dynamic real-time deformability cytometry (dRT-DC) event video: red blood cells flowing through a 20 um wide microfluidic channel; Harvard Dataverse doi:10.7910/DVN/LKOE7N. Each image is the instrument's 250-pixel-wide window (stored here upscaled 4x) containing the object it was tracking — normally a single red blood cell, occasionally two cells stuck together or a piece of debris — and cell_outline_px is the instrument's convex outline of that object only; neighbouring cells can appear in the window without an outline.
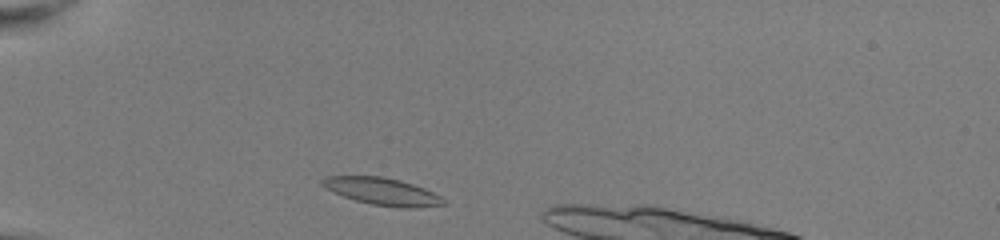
{"species": "common noctule bat (a hibernating species)", "species_latin": "Nyctalus noctula", "temperature_condition": "room temperature", "stored_images_in_passage": 33, "camera_frame_rate_fps": 3000, "um_per_image_px": 0.085, "animal": {"sex": "female", "body_mass_g": 22.0, "forearm_length_mm": 56.7}, "frame": {"image": 1, "passage_image": 2, "time_ms": 0.333, "image_size_px": [1000, 240], "cell_outline_px": [[448, 204], [416, 208], [404, 208], [372, 204], [356, 200], [332, 192], [320, 184], [320, 180], [324, 176], [380, 176], [400, 180], [424, 188], [440, 196]], "centroid_in_image_um": [32.48, 16.27], "position_along_channel_um": 52.5, "area_um2": 19.19}}
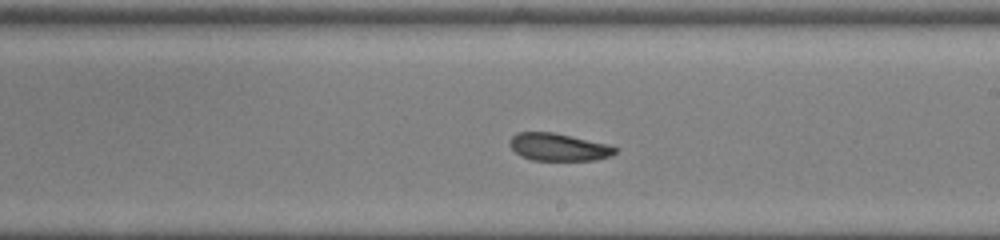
{"frame": {"image": 2, "passage_image": 18, "time_ms": 5.667, "image_size_px": [1000, 240], "cell_outline_px": [[616, 152], [608, 156], [596, 160], [532, 160], [520, 156], [508, 144], [508, 140], [516, 132], [552, 132], [604, 144], [616, 148]], "centroid_in_image_um": [47.37, 12.5], "position_along_channel_um": 241.6, "area_um2": 16.59}}
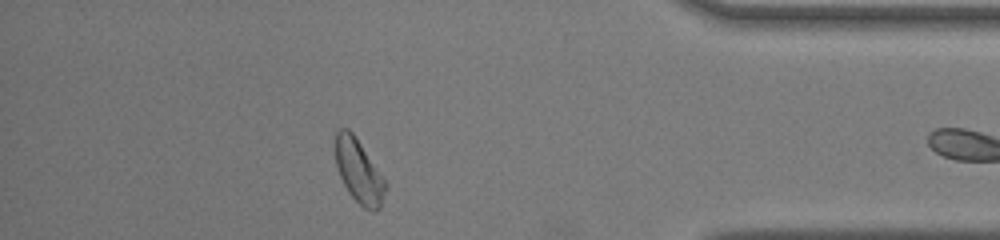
{"frame": {"image": 3, "passage_image": 32, "time_ms": 10.333, "image_size_px": [1000, 240], "cell_outline_px": [[388, 188], [380, 208], [376, 212], [372, 212], [364, 208], [348, 192], [340, 176], [336, 164], [336, 132], [340, 128], [348, 128], [352, 132], [384, 176], [388, 184]], "centroid_in_image_um": [30.55, 14.59], "position_along_channel_um": 404.6, "area_um2": 18.73}}